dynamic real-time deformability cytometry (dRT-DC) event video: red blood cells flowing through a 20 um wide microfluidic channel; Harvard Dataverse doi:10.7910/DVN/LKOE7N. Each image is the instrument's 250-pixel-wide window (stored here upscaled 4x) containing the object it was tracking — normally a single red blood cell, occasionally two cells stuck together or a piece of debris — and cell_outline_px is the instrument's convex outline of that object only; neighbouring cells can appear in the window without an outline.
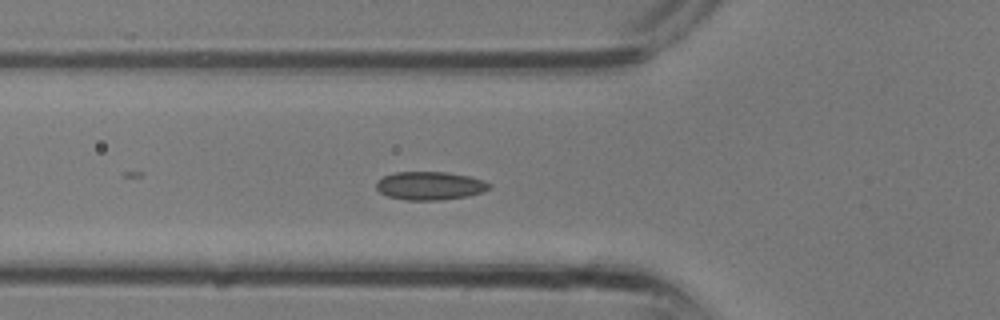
{"species": "common noctule bat (a hibernating species)", "species_latin": "Nyctalus noctula", "temperature_condition": "room temperature", "stored_images_in_passage": 27, "camera_frame_rate_fps": 3000, "um_per_image_px": 0.085, "animal": {"sex": "male", "body_mass_g": 13.3}, "frame": {"image": 1, "passage_image": 9, "time_ms": 2.667, "image_size_px": [1000, 320], "cell_outline_px": [[492, 188], [484, 192], [468, 196], [440, 200], [408, 200], [388, 196], [380, 192], [376, 188], [376, 180], [384, 176], [396, 172], [444, 172], [468, 176], [484, 180], [492, 184]], "centroid_in_image_um": [36.58, 15.79], "position_along_channel_um": 89.2, "area_um2": 18.73}}
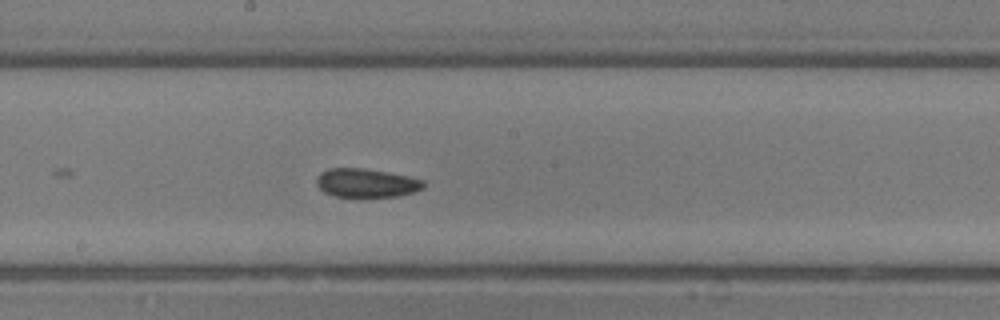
{"frame": {"image": 2, "passage_image": 15, "time_ms": 4.667, "image_size_px": [1000, 320], "cell_outline_px": [[424, 188], [412, 192], [396, 196], [332, 196], [324, 192], [316, 184], [316, 176], [320, 172], [328, 168], [364, 168], [388, 172], [408, 176], [424, 180]], "centroid_in_image_um": [31.1, 15.53], "position_along_channel_um": 217.1, "area_um2": 17.86}}
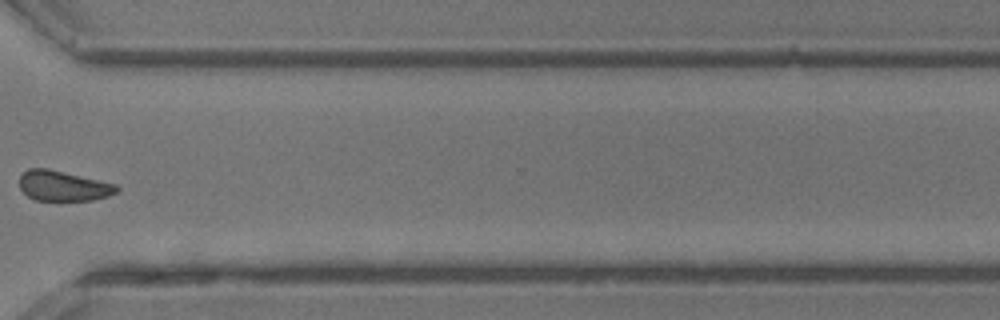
{"frame": {"image": 3, "passage_image": 22, "time_ms": 7.0, "image_size_px": [1000, 320], "cell_outline_px": [[120, 188], [116, 192], [108, 196], [92, 200], [36, 200], [28, 196], [20, 188], [20, 176], [28, 168], [44, 168], [116, 184]], "centroid_in_image_um": [5.36, 15.81], "position_along_channel_um": 365.2, "area_um2": 16.76}}